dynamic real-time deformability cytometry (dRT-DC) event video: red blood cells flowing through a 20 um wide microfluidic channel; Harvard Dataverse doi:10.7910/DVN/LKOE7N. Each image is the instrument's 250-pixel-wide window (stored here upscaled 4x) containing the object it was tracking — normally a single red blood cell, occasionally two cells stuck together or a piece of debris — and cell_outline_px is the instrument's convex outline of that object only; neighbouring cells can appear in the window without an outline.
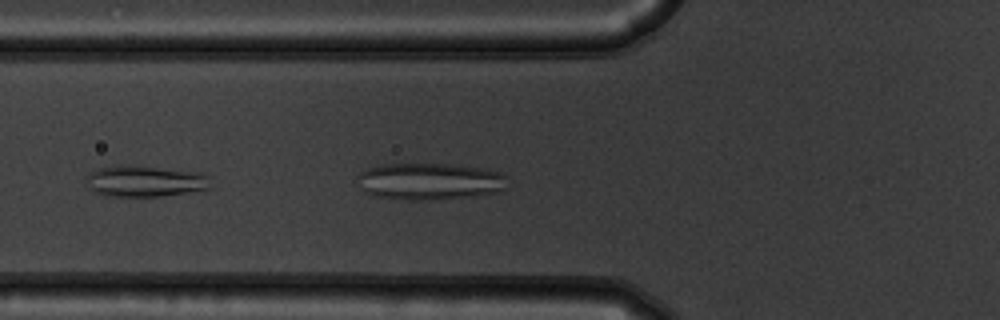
{"species": "common noctule bat (a hibernating species)", "species_latin": "Nyctalus noctula", "temperature_condition": "warm", "stored_images_in_passage": 18, "camera_frame_rate_fps": 3000, "um_per_image_px": 0.085, "animal": {"sex": "male", "body_mass_g": 19.5, "forearm_length_mm": 54.6}, "frame": {"image": 1, "passage_image": 11, "time_ms": 3.333, "image_size_px": [1000, 320], "cell_outline_px": [[508, 188], [500, 192], [476, 196], [432, 200], [404, 200], [372, 196], [364, 192], [360, 188], [356, 176], [360, 172], [368, 168], [380, 164], [452, 164], [484, 168], [500, 172], [504, 176]], "centroid_in_image_um": [36.51, 15.43], "position_along_channel_um": 89.3, "area_um2": 32.89}}